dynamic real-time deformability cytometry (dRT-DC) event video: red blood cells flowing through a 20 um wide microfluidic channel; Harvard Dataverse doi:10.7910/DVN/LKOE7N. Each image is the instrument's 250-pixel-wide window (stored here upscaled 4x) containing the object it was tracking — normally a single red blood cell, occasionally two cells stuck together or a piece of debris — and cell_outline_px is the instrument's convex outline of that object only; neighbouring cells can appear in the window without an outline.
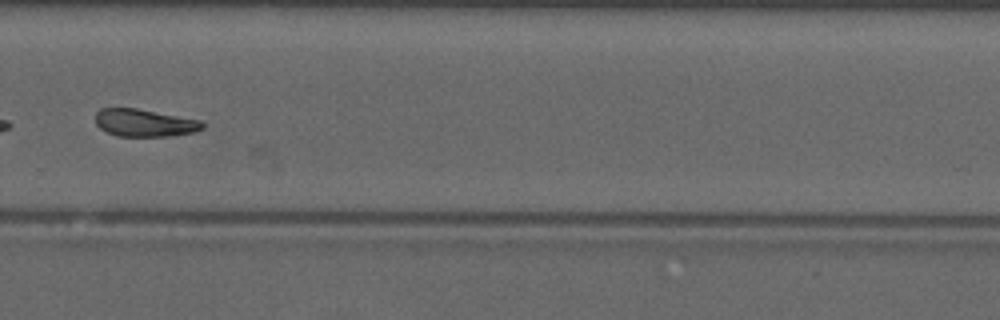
{"species": "common noctule bat (a hibernating species)", "species_latin": "Nyctalus noctula", "temperature_condition": "warm", "stored_images_in_passage": 50, "segment_of_instrument_passage": [2, 2], "camera_frame_rate_fps": 3000, "um_per_image_px": 0.085, "animal": {"sex": "male", "forearm_length_mm": 52.5}, "frame": {"image": 1, "passage_image": 36, "time_ms": 11.667, "image_size_px": [1000, 320], "cell_outline_px": [[204, 128], [192, 132], [168, 136], [116, 136], [100, 128], [96, 124], [96, 112], [100, 108], [136, 108], [200, 120], [204, 124]], "centroid_in_image_um": [12.26, 10.44], "position_along_channel_um": 317.5, "area_um2": 16.99}}